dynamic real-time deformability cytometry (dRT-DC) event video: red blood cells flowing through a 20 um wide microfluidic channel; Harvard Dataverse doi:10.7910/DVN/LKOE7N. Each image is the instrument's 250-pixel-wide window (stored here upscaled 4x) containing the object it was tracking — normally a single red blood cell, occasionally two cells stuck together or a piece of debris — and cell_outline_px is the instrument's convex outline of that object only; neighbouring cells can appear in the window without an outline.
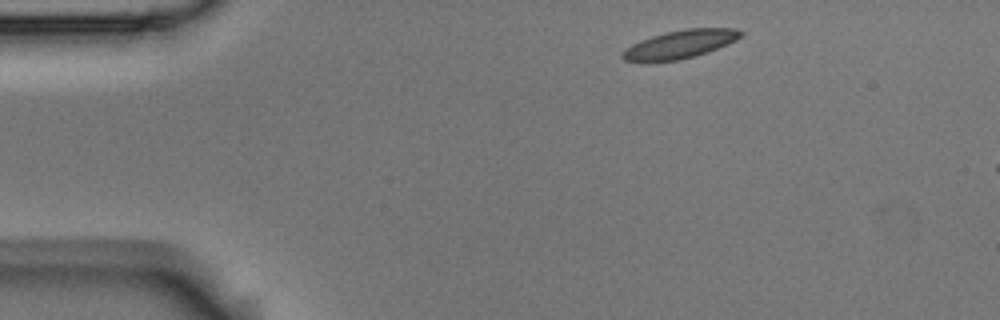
{"species": "Egyptian fruit bat (a non-hibernating species)", "species_latin": "Rousettus aegyptiacus", "temperature_condition": "room temperature", "stored_images_in_passage": 3, "camera_frame_rate_fps": 3000, "um_per_image_px": 0.085, "animal": {"sex": "male"}, "frame": {"image": 1, "passage_image": 1, "time_ms": 0.0, "image_size_px": [1000, 320], "cell_outline_px": [[744, 32], [736, 40], [708, 52], [696, 56], [680, 60], [624, 60], [620, 56], [620, 52], [632, 44], [640, 40], [664, 32], [688, 28], [736, 28]], "centroid_in_image_um": [57.83, 3.74], "position_along_channel_um": 27.2, "area_um2": 19.25}}